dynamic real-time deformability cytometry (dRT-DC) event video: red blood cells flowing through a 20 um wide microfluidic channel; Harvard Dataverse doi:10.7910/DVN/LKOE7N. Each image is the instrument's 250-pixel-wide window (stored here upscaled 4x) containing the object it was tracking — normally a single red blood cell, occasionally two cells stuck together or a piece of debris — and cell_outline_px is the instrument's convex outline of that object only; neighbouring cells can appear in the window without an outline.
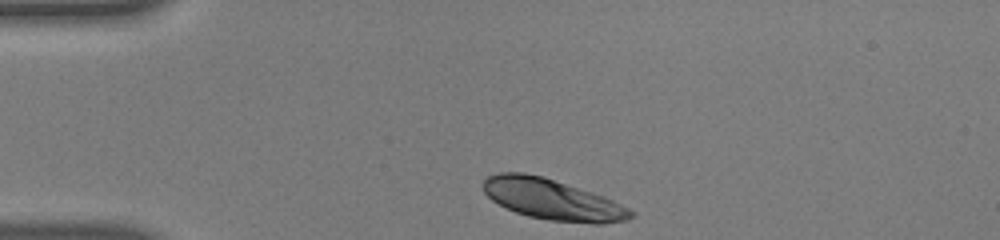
{"species": "human", "species_latin": "Homo sapiens", "temperature_condition": "warm", "stored_images_in_passage": 34, "camera_frame_rate_fps": 3000, "um_per_image_px": 0.085, "donor": {"sex": "male"}, "frame": {"image": 1, "passage_image": 1, "time_ms": 0.0, "image_size_px": [1000, 240], "cell_outline_px": [[636, 216], [628, 220], [600, 224], [592, 224], [548, 220], [528, 216], [516, 212], [492, 200], [484, 192], [484, 180], [488, 176], [500, 172], [524, 172], [544, 176], [604, 196], [636, 212]], "centroid_in_image_um": [46.99, 16.96], "position_along_channel_um": 38.0, "area_um2": 35.14}}
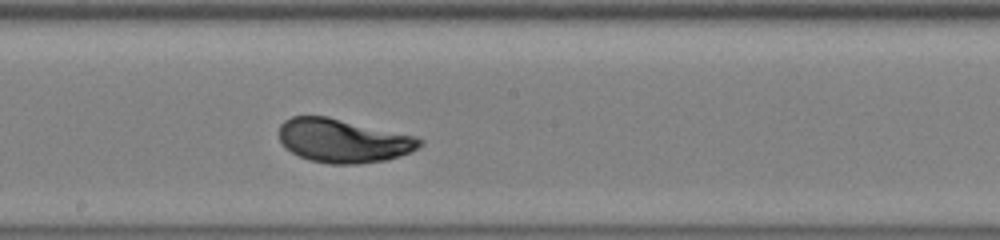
{"frame": {"image": 2, "passage_image": 19, "time_ms": 6.0, "image_size_px": [1000, 240], "cell_outline_px": [[424, 144], [412, 152], [388, 160], [356, 164], [332, 164], [308, 160], [292, 152], [280, 140], [280, 124], [284, 120], [292, 116], [328, 116], [416, 136], [424, 140]], "centroid_in_image_um": [29.22, 11.96], "position_along_channel_um": 219.0, "area_um2": 35.95}}
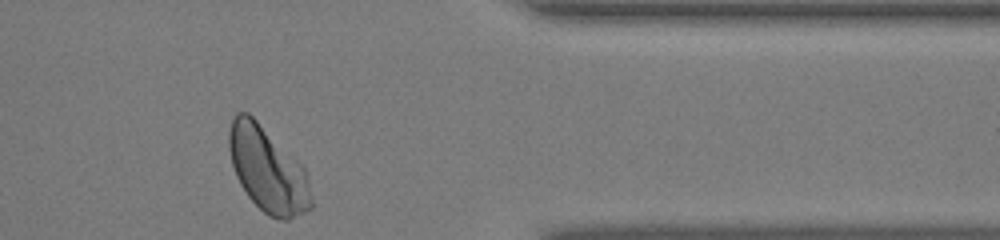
{"frame": {"image": 3, "passage_image": 34, "time_ms": 11.0, "image_size_px": [1000, 240], "cell_outline_px": [[312, 208], [288, 220], [280, 220], [268, 216], [248, 196], [240, 184], [236, 176], [232, 164], [228, 144], [228, 132], [232, 120], [236, 112], [248, 112], [304, 168], [308, 180], [312, 200]], "centroid_in_image_um": [22.73, 14.44], "position_along_channel_um": 388.7, "area_um2": 40.17}, "authors_computed_cell_mechanics": {"area_um2": 35.8649, "velocity_mm_per_s": 3.7281, "shape_relaxation_time_tau1_ms": 2.1812, "shape_relaxation_time_tau2_ms": null, "deformation_change_tau1": 0.149, "deformation_change_tau2": null}}